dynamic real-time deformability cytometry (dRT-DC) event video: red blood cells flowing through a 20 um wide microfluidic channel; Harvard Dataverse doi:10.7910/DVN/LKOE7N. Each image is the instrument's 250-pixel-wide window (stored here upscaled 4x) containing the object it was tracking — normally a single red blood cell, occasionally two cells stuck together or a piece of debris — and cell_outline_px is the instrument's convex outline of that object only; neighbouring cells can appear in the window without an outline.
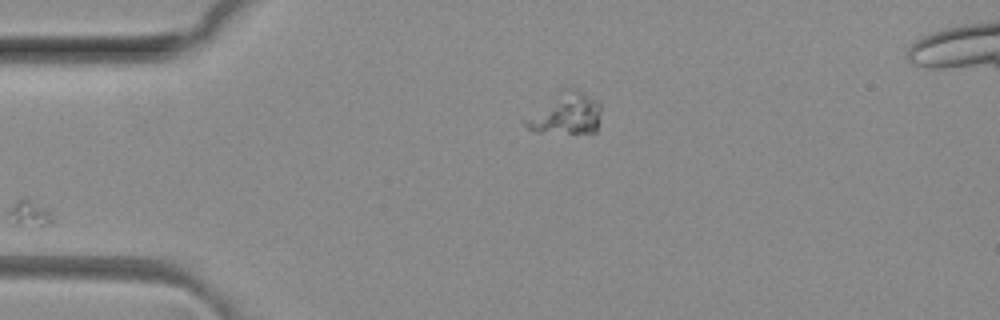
{"species": "common noctule bat (a hibernating species)", "species_latin": "Nyctalus noctula", "temperature_condition": "room temperature", "stored_images_in_passage": 2, "camera_frame_rate_fps": 3000, "um_per_image_px": 0.085, "animal": {"sex": "female", "body_mass_g": 29.2, "forearm_length_mm": 56.3}, "frame": {"image": 1, "passage_image": 1, "time_ms": 0.0, "image_size_px": [1000, 320], "cell_outline_px": [[600, 108], [596, 132], [532, 132], [520, 120], [564, 88], [576, 88], [596, 100], [600, 104]], "centroid_in_image_um": [48.04, 9.65], "position_along_channel_um": 37.0, "area_um2": 18.21}}